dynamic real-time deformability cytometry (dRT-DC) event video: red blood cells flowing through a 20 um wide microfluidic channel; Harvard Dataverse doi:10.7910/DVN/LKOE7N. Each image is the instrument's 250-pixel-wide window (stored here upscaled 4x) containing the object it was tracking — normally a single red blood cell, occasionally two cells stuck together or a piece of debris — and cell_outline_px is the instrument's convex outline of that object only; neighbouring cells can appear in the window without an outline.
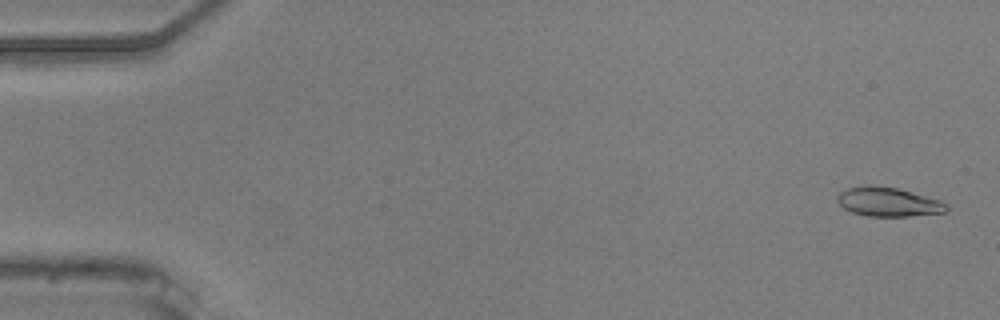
{"species": "common noctule bat (a hibernating species)", "species_latin": "Nyctalus noctula", "temperature_condition": "warm", "stored_images_in_passage": 2, "camera_frame_rate_fps": 3000, "um_per_image_px": 0.085, "animal": {"sex": "male", "body_mass_g": 20.5, "forearm_length_mm": 52.5}, "frame": {"image": 1, "passage_image": 1, "time_ms": 0.0, "image_size_px": [1000, 320], "cell_outline_px": [[948, 212], [908, 216], [868, 216], [852, 212], [844, 208], [836, 200], [836, 196], [840, 192], [848, 188], [896, 188], [940, 200], [948, 204]], "centroid_in_image_um": [75.55, 17.21], "position_along_channel_um": 9.4, "area_um2": 17.8}}